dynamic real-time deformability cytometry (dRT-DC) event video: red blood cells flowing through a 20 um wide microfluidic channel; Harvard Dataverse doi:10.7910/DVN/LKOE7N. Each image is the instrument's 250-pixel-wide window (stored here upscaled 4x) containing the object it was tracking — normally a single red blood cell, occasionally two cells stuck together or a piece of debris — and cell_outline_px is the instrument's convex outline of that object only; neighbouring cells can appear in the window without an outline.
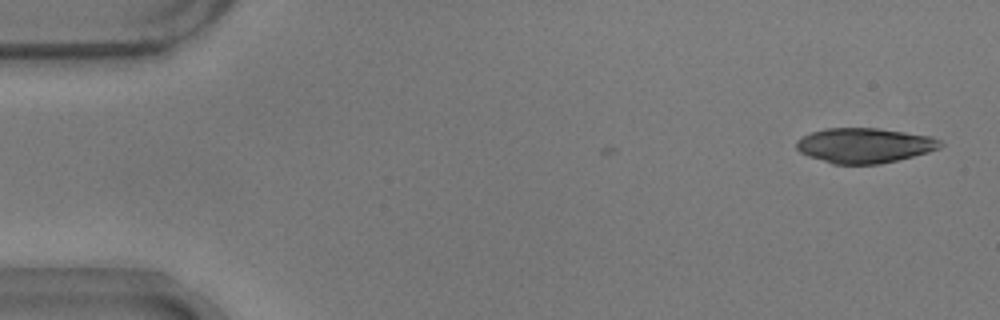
{"species": "common noctule bat (a hibernating species)", "species_latin": "Nyctalus noctula", "temperature_condition": "warm", "stored_images_in_passage": 4, "camera_frame_rate_fps": 3000, "um_per_image_px": 0.085, "animal": {"sex": "male", "body_mass_g": 17.9}, "frame": {"image": 1, "passage_image": 4, "time_ms": 1.0, "image_size_px": [1000, 320], "cell_outline_px": [[944, 144], [940, 148], [928, 152], [880, 164], [832, 164], [808, 156], [800, 152], [796, 148], [796, 140], [812, 132], [824, 128], [876, 128], [932, 136], [940, 140]], "centroid_in_image_um": [73.47, 12.36], "position_along_channel_um": 11.5, "area_um2": 29.3}}